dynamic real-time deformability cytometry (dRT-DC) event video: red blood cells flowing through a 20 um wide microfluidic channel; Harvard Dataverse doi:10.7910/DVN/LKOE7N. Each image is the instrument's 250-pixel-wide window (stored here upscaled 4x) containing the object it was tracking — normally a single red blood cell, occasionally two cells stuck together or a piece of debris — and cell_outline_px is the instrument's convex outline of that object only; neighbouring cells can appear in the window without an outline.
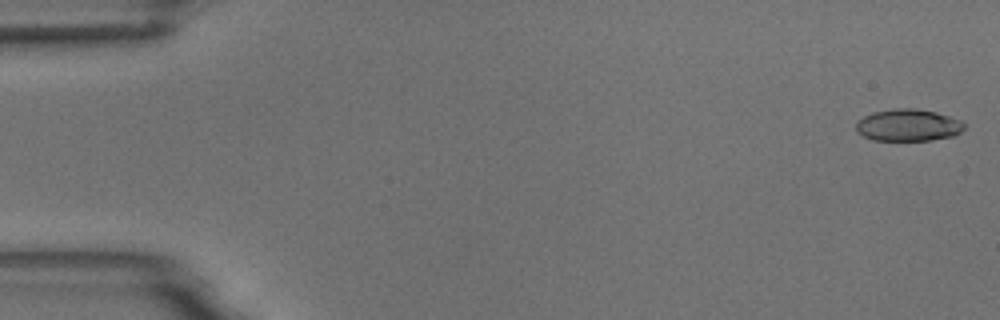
{"species": "common noctule bat (a hibernating species)", "species_latin": "Nyctalus noctula", "temperature_condition": "room temperature", "stored_images_in_passage": 3, "camera_frame_rate_fps": 3000, "um_per_image_px": 0.085, "animal": {"sex": "male", "body_mass_g": 18.8}, "frame": {"image": 1, "passage_image": 1, "time_ms": 0.0, "image_size_px": [1000, 320], "cell_outline_px": [[964, 128], [960, 132], [952, 136], [932, 140], [872, 140], [856, 132], [856, 124], [864, 116], [872, 112], [892, 108], [916, 108], [936, 112], [960, 120], [964, 124]], "centroid_in_image_um": [77.17, 10.63], "position_along_channel_um": 7.8, "area_um2": 20.17}}